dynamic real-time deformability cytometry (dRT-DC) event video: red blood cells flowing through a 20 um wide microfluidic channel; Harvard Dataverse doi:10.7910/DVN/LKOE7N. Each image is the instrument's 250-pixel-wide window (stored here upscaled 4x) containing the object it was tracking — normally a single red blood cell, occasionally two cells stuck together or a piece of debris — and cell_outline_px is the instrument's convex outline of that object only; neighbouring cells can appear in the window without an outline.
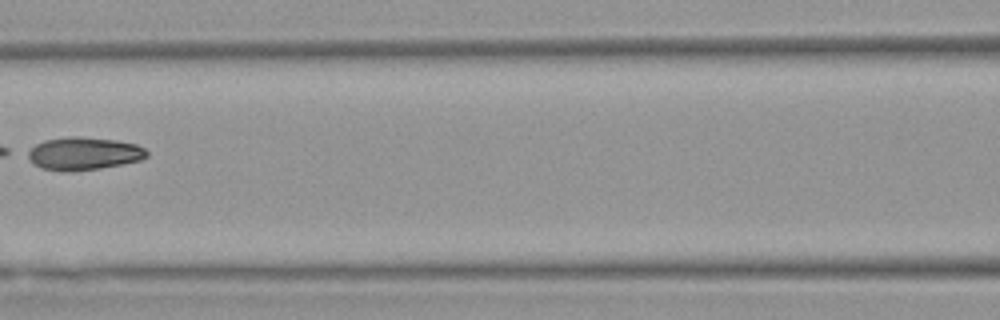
{"species": "Egyptian fruit bat (a non-hibernating species)", "species_latin": "Rousettus aegyptiacus", "temperature_condition": "warm", "stored_images_in_passage": 6, "camera_frame_rate_fps": 3000, "um_per_image_px": 0.085, "animal": {"sex": "female"}, "frame": {"image": 1, "passage_image": 6, "time_ms": 1.667, "image_size_px": [1000, 320], "cell_outline_px": [[148, 156], [140, 160], [100, 168], [72, 172], [60, 172], [40, 168], [32, 164], [24, 152], [36, 144], [44, 140], [72, 136], [116, 140], [136, 144], [144, 148], [148, 152]], "centroid_in_image_um": [7.04, 13.07], "position_along_channel_um": 159.6, "area_um2": 23.0}}